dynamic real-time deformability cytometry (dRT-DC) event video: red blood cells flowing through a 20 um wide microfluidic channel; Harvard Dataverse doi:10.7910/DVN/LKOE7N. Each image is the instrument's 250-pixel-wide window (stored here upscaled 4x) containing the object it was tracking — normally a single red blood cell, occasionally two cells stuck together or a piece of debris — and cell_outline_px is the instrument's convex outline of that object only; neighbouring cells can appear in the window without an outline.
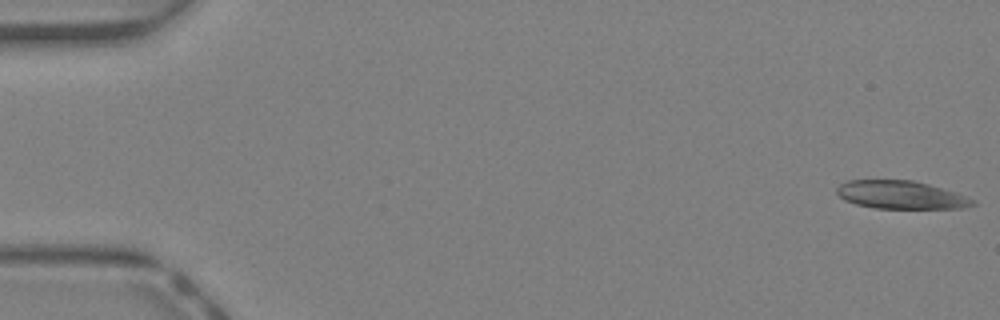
{"species": "Egyptian fruit bat (a non-hibernating species)", "species_latin": "Rousettus aegyptiacus", "temperature_condition": "warm", "stored_images_in_passage": 45, "camera_frame_rate_fps": 3000, "um_per_image_px": 0.085, "animal": {"sex": "female"}, "frame": {"image": 1, "passage_image": 1, "time_ms": 0.0, "image_size_px": [1000, 320], "cell_outline_px": [[976, 204], [960, 208], [876, 208], [856, 204], [844, 200], [836, 192], [836, 188], [840, 184], [848, 180], [912, 180], [928, 184], [956, 192], [976, 200]], "centroid_in_image_um": [76.57, 16.56], "position_along_channel_um": 8.4, "area_um2": 22.14}}
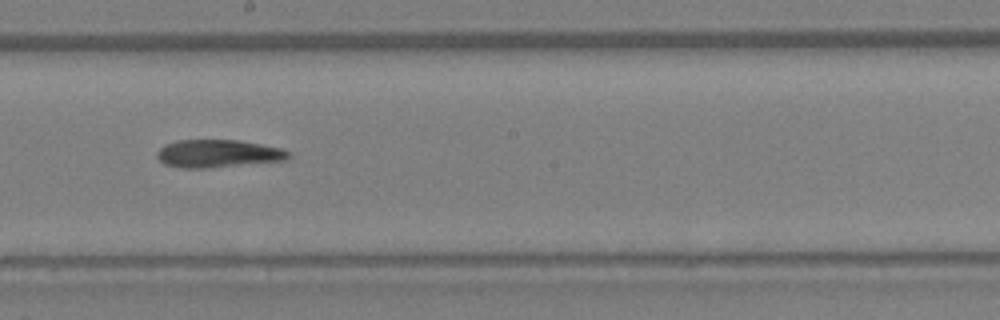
{"frame": {"image": 2, "passage_image": 26, "time_ms": 8.333, "image_size_px": [1000, 320], "cell_outline_px": [[292, 156], [288, 160], [204, 168], [184, 168], [164, 164], [156, 156], [156, 152], [164, 144], [176, 140], [236, 140], [260, 144], [280, 148], [292, 152]], "centroid_in_image_um": [18.54, 13.05], "position_along_channel_um": 229.7, "area_um2": 21.33}}
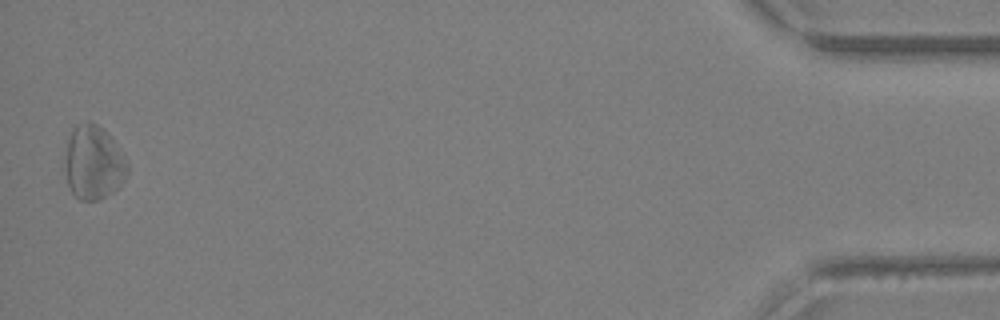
{"frame": {"image": 3, "passage_image": 45, "time_ms": 14.667, "image_size_px": [1000, 320], "cell_outline_px": [[128, 172], [124, 180], [112, 192], [100, 200], [80, 200], [72, 192], [68, 184], [68, 140], [72, 128], [76, 124], [88, 120], [96, 124], [112, 136], [124, 156], [128, 164]], "centroid_in_image_um": [8.0, 13.8], "position_along_channel_um": 427.2, "area_um2": 26.41}}